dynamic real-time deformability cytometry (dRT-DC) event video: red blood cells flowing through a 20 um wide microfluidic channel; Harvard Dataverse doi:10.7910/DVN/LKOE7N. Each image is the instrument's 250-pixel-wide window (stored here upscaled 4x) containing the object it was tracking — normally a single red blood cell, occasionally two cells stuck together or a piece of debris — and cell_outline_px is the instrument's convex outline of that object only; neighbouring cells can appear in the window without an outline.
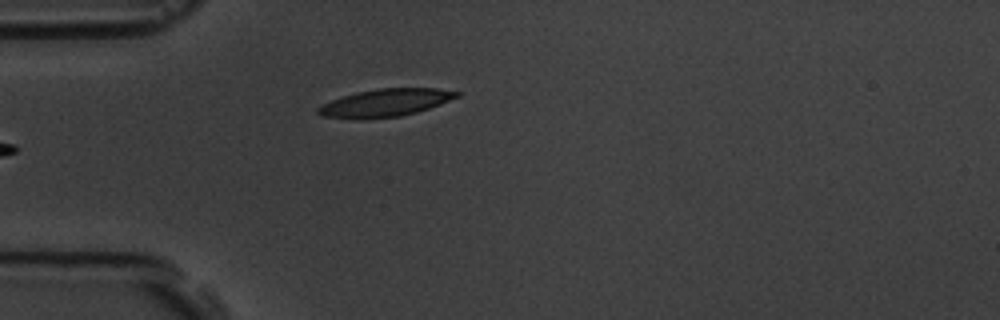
{"species": "common noctule bat (a hibernating species)", "species_latin": "Nyctalus noctula", "temperature_condition": "room temperature", "stored_images_in_passage": 7, "camera_frame_rate_fps": 3000, "um_per_image_px": 0.085, "animal": {"sex": "male", "body_mass_g": 19.5, "forearm_length_mm": 54.6}, "frame": {"image": 1, "passage_image": 7, "time_ms": 6.667, "image_size_px": [1000, 320], "cell_outline_px": [[460, 96], [440, 104], [416, 112], [400, 116], [352, 120], [324, 116], [316, 112], [316, 108], [332, 100], [356, 92], [380, 88], [436, 88], [460, 92]], "centroid_in_image_um": [32.74, 8.74], "position_along_channel_um": 52.3, "area_um2": 22.25}}